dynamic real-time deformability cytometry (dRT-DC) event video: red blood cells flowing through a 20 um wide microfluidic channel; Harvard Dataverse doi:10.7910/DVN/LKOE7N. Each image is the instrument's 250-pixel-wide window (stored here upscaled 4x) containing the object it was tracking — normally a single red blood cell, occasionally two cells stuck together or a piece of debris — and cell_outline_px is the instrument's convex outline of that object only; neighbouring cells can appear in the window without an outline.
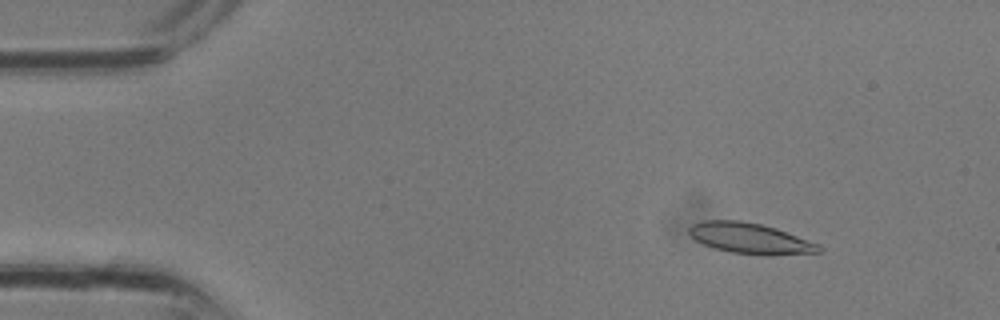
{"species": "common noctule bat (a hibernating species)", "species_latin": "Nyctalus noctula", "temperature_condition": "room temperature", "stored_images_in_passage": 32, "camera_frame_rate_fps": 3000, "um_per_image_px": 0.085, "animal": {"sex": "male", "body_mass_g": 13.3}, "frame": {"image": 1, "passage_image": 4, "time_ms": 1.0, "image_size_px": [1000, 320], "cell_outline_px": [[820, 252], [768, 256], [732, 252], [716, 248], [704, 244], [696, 240], [688, 232], [688, 228], [692, 224], [700, 220], [740, 220], [760, 224], [776, 228], [820, 244]], "centroid_in_image_um": [63.76, 20.25], "position_along_channel_um": 21.2, "area_um2": 23.18}}
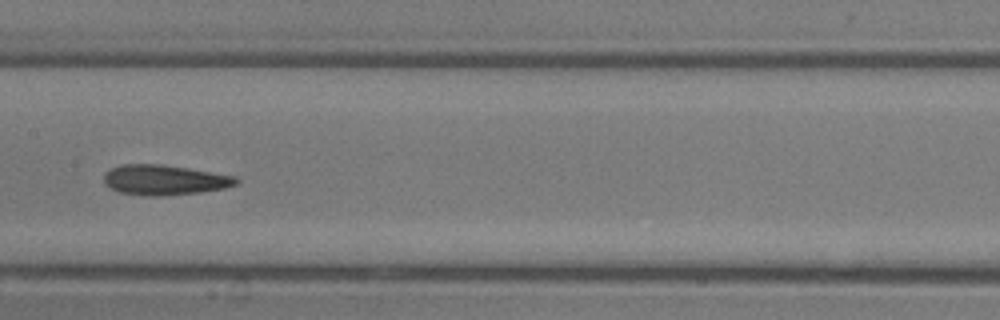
{"frame": {"image": 2, "passage_image": 16, "time_ms": 5.0, "image_size_px": [1000, 320], "cell_outline_px": [[240, 180], [236, 184], [224, 188], [200, 192], [160, 196], [148, 196], [120, 192], [104, 184], [104, 172], [120, 164], [160, 164], [188, 168], [236, 176]], "centroid_in_image_um": [13.97, 15.29], "position_along_channel_um": 193.4, "area_um2": 23.18}}
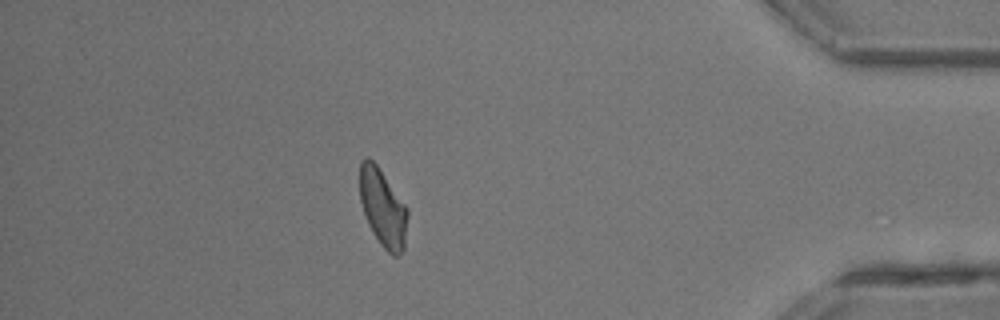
{"frame": {"image": 3, "passage_image": 28, "time_ms": 9.0, "image_size_px": [1000, 320], "cell_outline_px": [[408, 216], [404, 248], [396, 256], [392, 256], [380, 244], [372, 232], [368, 224], [360, 200], [360, 160], [364, 156], [368, 156], [376, 164], [408, 208]], "centroid_in_image_um": [32.54, 17.65], "position_along_channel_um": 402.7, "area_um2": 21.62}}